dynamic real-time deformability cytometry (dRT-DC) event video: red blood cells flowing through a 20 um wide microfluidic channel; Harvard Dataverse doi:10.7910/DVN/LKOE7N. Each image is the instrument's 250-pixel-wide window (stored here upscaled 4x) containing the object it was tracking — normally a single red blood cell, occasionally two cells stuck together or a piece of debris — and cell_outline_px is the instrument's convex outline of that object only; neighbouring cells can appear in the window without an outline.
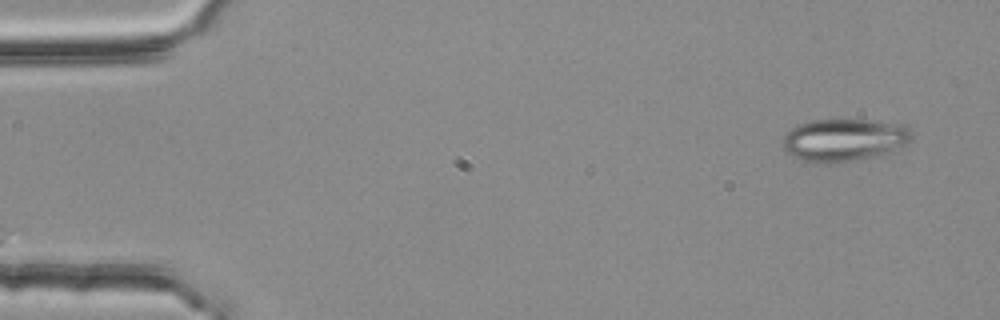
{"species": "common noctule bat (a hibernating species)", "species_latin": "Nyctalus noctula", "temperature_condition": "room temperature", "stored_images_in_passage": 3, "camera_frame_rate_fps": 3000, "um_per_image_px": 0.085, "animal": {"sex": "female", "body_mass_g": 25.1}, "frame": {"image": 1, "passage_image": 1, "time_ms": 0.0, "image_size_px": [1000, 320], "cell_outline_px": [[912, 128], [908, 140], [904, 144], [892, 152], [848, 160], [804, 160], [792, 156], [784, 148], [784, 136], [796, 124], [812, 120], [868, 120], [904, 124]], "centroid_in_image_um": [71.77, 11.83], "position_along_channel_um": 13.2, "area_um2": 30.81}}